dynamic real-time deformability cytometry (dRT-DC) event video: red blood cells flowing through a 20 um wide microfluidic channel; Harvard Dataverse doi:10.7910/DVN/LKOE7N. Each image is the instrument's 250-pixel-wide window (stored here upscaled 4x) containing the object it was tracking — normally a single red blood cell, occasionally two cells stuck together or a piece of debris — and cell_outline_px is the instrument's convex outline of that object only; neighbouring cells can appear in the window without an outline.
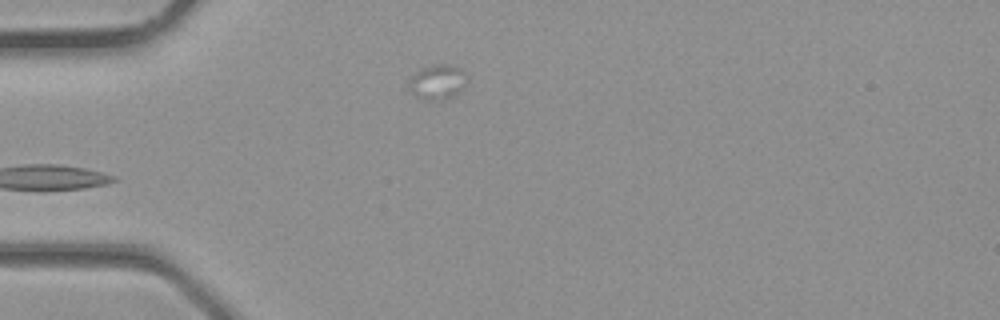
{"species": "common noctule bat (a hibernating species)", "species_latin": "Nyctalus noctula", "temperature_condition": "room temperature", "stored_images_in_passage": 2, "camera_frame_rate_fps": 3000, "um_per_image_px": 0.085, "animal": {"sex": "male", "body_mass_g": 23.1, "forearm_length_mm": 52.7}, "frame": {"image": 1, "passage_image": 2, "time_ms": 0.333, "image_size_px": [1000, 320], "cell_outline_px": [[468, 80], [464, 88], [452, 96], [444, 100], [424, 100], [416, 96], [408, 88], [408, 84], [412, 76], [420, 68], [432, 64], [452, 64], [460, 68], [464, 72]], "centroid_in_image_um": [37.2, 6.96], "position_along_channel_um": 47.8, "area_um2": 12.02}}